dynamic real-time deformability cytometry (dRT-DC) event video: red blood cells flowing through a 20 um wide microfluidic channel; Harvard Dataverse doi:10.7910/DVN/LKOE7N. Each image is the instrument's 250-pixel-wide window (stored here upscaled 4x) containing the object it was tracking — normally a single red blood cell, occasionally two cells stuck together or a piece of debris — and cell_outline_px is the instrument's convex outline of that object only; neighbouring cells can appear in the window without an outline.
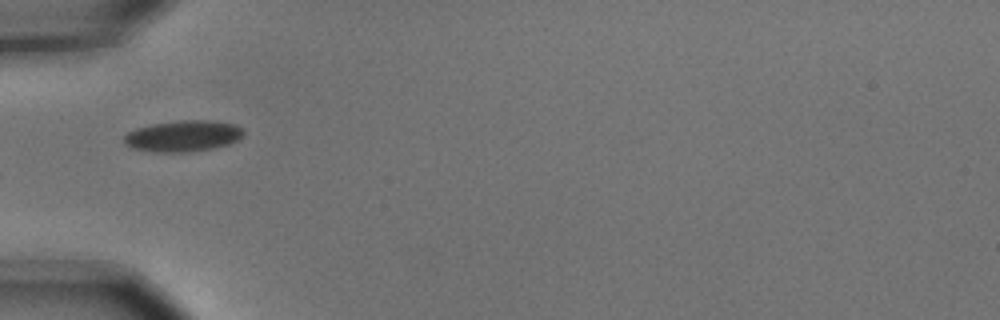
{"species": "common noctule bat (a hibernating species)", "species_latin": "Nyctalus noctula", "temperature_condition": "cold", "stored_images_in_passage": 6, "camera_frame_rate_fps": 3000, "um_per_image_px": 0.085, "animal": {"sex": "male", "body_mass_g": 15.6}, "frame": {"image": 1, "passage_image": 6, "time_ms": 1.667, "image_size_px": [1000, 320], "cell_outline_px": [[244, 132], [236, 140], [228, 144], [212, 148], [188, 152], [152, 152], [132, 148], [124, 144], [124, 136], [128, 132], [136, 128], [152, 124], [180, 120], [212, 120], [236, 124], [244, 128]], "centroid_in_image_um": [15.55, 11.55], "position_along_channel_um": 69.5, "area_um2": 21.79}}